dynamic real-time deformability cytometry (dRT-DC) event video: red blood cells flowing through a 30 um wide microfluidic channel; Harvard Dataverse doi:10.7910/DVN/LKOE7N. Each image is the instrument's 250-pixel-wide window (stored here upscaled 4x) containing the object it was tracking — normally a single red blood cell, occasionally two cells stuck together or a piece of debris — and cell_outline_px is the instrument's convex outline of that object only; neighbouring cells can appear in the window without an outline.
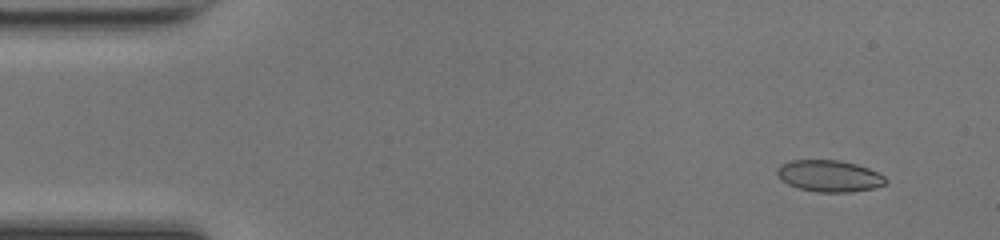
{"species": "common noctule bat (a hibernating species)", "species_latin": "Nyctalus noctula", "temperature_condition": "room temperature", "stored_images_in_passage": 48, "camera_frame_rate_fps": 3000, "um_per_image_px": 0.085, "animal": {"sex": "female", "body_mass_g": 17.0, "forearm_length_mm": 48.0}, "frame": {"image": 1, "passage_image": 4, "time_ms": 1.0, "image_size_px": [1000, 240], "cell_outline_px": [[888, 184], [876, 188], [852, 192], [816, 192], [796, 188], [780, 180], [776, 172], [776, 168], [780, 164], [792, 160], [840, 160], [856, 164], [868, 168], [884, 176], [888, 180]], "centroid_in_image_um": [70.48, 14.97], "position_along_channel_um": 14.5, "area_um2": 20.35}}
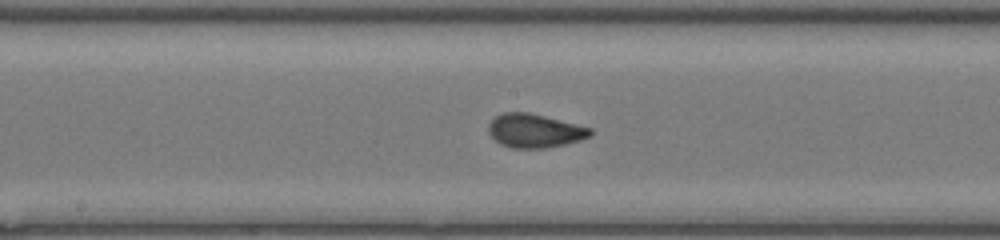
{"frame": {"image": 2, "passage_image": 25, "time_ms": 8.0, "image_size_px": [1000, 240], "cell_outline_px": [[592, 136], [580, 140], [564, 144], [544, 148], [512, 148], [500, 144], [488, 132], [488, 124], [496, 116], [504, 112], [528, 112], [592, 128]], "centroid_in_image_um": [45.44, 11.11], "position_along_channel_um": 202.8, "area_um2": 19.88}}
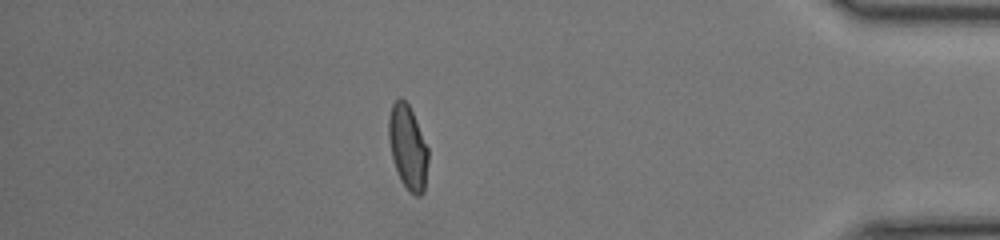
{"frame": {"image": 3, "passage_image": 42, "time_ms": 13.667, "image_size_px": [1000, 240], "cell_outline_px": [[428, 160], [424, 192], [420, 196], [416, 196], [400, 180], [392, 156], [388, 136], [388, 120], [392, 104], [400, 96], [408, 104], [416, 120], [428, 148]], "centroid_in_image_um": [34.67, 12.5], "position_along_channel_um": 400.5, "area_um2": 19.13}, "authors_computed_cell_mechanics": {"area_um2": 19.6231, "velocity_mm_per_s": 4.2823, "shape_relaxation_time_tau1_ms": 5.2406, "shape_relaxation_time_tau2_ms": null, "deformation_change_tau1": 0.1839, "deformation_change_tau2": null}}